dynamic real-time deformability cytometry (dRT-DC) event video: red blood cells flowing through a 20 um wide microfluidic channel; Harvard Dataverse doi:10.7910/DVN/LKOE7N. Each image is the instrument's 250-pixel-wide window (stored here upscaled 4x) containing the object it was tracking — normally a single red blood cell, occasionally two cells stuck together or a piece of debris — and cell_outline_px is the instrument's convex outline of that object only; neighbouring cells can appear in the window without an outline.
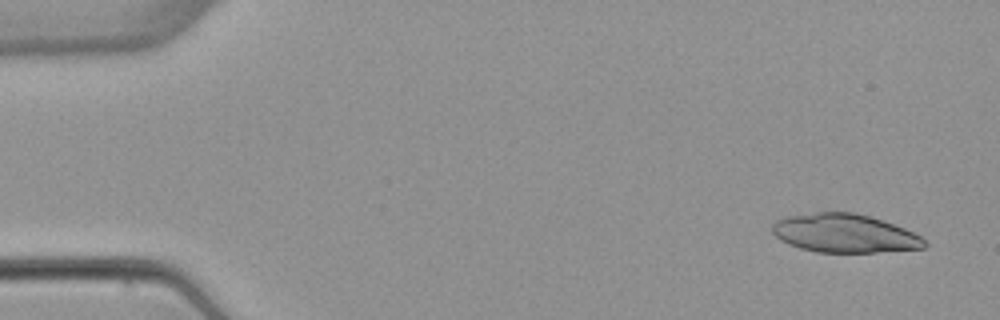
{"species": "common noctule bat (a hibernating species)", "species_latin": "Nyctalus noctula", "temperature_condition": "warm", "stored_images_in_passage": 4, "camera_frame_rate_fps": 3000, "um_per_image_px": 0.085, "animal": {"sex": "female", "body_mass_g": 22.7, "forearm_length_mm": 54.2}, "frame": {"image": 1, "passage_image": 1, "time_ms": 0.0, "image_size_px": [1000, 320], "cell_outline_px": [[928, 244], [924, 248], [876, 252], [816, 252], [800, 248], [788, 244], [780, 240], [772, 232], [772, 224], [776, 220], [784, 216], [816, 212], [856, 212], [872, 216], [904, 228], [920, 236]], "centroid_in_image_um": [71.76, 19.82], "position_along_channel_um": 13.2, "area_um2": 34.39}}